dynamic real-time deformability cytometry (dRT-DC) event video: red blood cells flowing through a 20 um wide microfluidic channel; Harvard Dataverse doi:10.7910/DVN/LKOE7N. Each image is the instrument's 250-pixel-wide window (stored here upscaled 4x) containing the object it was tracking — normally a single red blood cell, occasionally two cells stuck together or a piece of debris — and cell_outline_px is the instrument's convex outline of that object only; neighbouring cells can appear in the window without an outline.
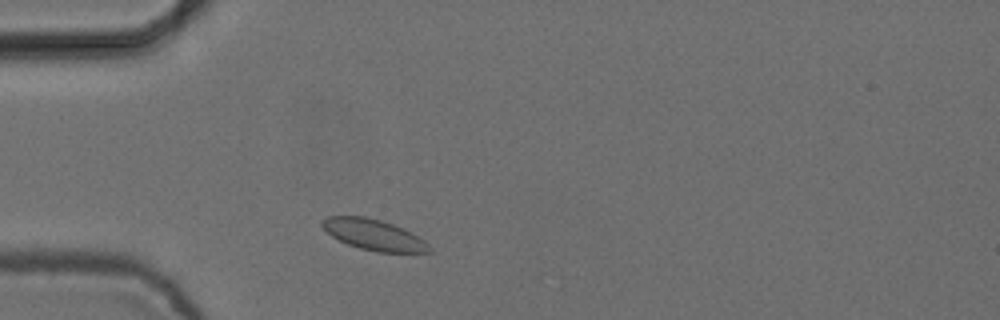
{"species": "common noctule bat (a hibernating species)", "species_latin": "Nyctalus noctula", "temperature_condition": "cold", "stored_images_in_passage": 3, "camera_frame_rate_fps": 3000, "um_per_image_px": 0.085, "animal": {"sex": "female", "body_mass_g": 24.6, "forearm_length_mm": 56.2}, "frame": {"image": 1, "passage_image": 2, "time_ms": 0.333, "image_size_px": [1000, 320], "cell_outline_px": [[432, 252], [376, 252], [360, 248], [348, 244], [332, 236], [320, 224], [320, 220], [328, 216], [364, 216], [380, 220], [392, 224], [412, 232], [424, 240], [432, 248]], "centroid_in_image_um": [31.77, 19.95], "position_along_channel_um": 53.2, "area_um2": 19.13}}